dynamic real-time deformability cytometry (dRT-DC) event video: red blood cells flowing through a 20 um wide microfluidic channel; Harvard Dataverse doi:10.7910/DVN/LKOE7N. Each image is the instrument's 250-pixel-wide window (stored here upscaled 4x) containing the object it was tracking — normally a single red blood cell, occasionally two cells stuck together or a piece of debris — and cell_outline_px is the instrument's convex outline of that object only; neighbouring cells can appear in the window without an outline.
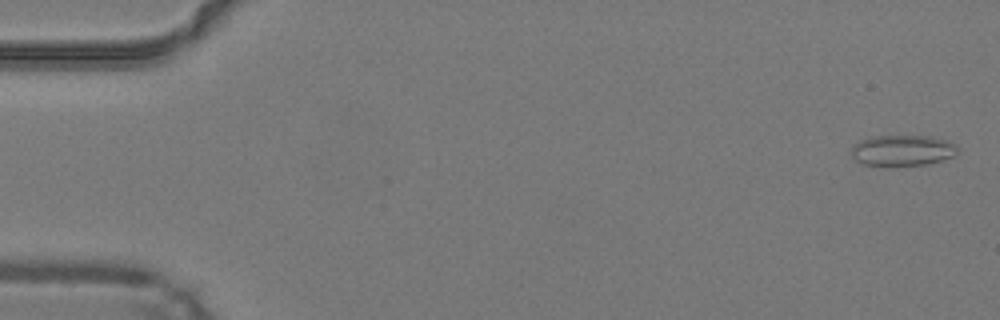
{"species": "common noctule bat (a hibernating species)", "species_latin": "Nyctalus noctula", "temperature_condition": "warm", "stored_images_in_passage": 49, "camera_frame_rate_fps": 3000, "um_per_image_px": 0.085, "animal": {"sex": "male", "body_mass_g": 19.2, "forearm_length_mm": 51.8}, "frame": {"image": 1, "passage_image": 2, "time_ms": 0.333, "image_size_px": [1000, 320], "cell_outline_px": [[956, 156], [928, 164], [860, 164], [852, 156], [852, 148], [860, 140], [872, 136], [928, 136], [944, 140], [956, 144]], "centroid_in_image_um": [76.72, 12.77], "position_along_channel_um": 8.3, "area_um2": 18.61}}
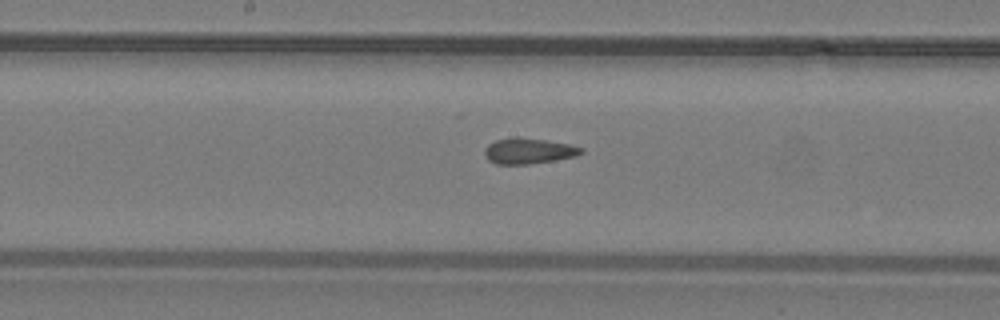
{"frame": {"image": 2, "passage_image": 26, "time_ms": 8.333, "image_size_px": [1000, 320], "cell_outline_px": [[584, 152], [576, 156], [556, 160], [528, 164], [496, 164], [488, 160], [484, 156], [484, 148], [488, 144], [496, 140], [516, 136], [520, 136], [568, 144], [584, 148]], "centroid_in_image_um": [44.9, 12.83], "position_along_channel_um": 203.3, "area_um2": 14.62}}
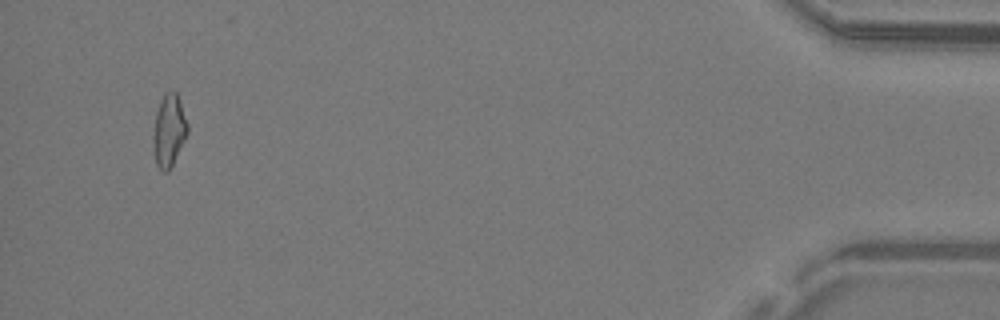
{"frame": {"image": 3, "passage_image": 47, "time_ms": 15.333, "image_size_px": [1000, 320], "cell_outline_px": [[188, 132], [168, 172], [164, 172], [156, 164], [152, 140], [152, 136], [156, 112], [160, 100], [164, 92], [176, 92], [180, 100], [188, 124]], "centroid_in_image_um": [14.35, 11.07], "position_along_channel_um": 420.9, "area_um2": 14.39}, "authors_computed_cell_mechanics": {"area_um2": 14.6812, "velocity_mm_per_s": 4.2605, "shape_relaxation_time_tau1_ms": null, "shape_relaxation_time_tau2_ms": 2.0475, "deformation_change_tau1": null, "deformation_change_tau2": 0.1057}}